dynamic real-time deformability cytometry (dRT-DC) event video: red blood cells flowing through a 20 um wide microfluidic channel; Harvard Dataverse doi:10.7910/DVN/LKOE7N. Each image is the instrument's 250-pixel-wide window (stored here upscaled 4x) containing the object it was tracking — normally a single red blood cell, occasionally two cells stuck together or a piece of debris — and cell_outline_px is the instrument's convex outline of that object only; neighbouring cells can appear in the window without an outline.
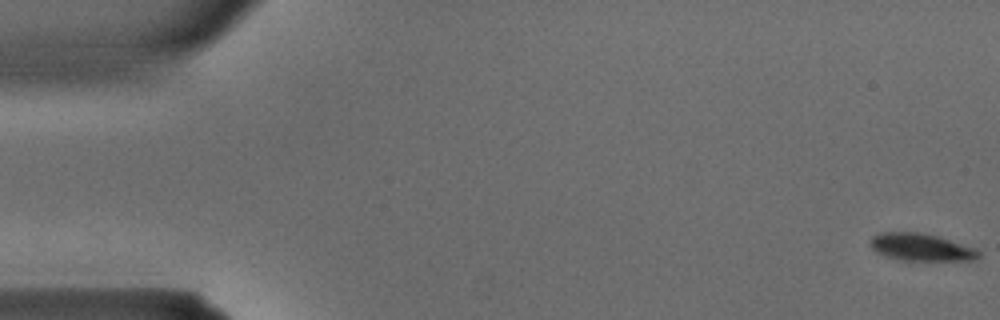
{"species": "common noctule bat (a hibernating species)", "species_latin": "Nyctalus noctula", "temperature_condition": "warm", "stored_images_in_passage": 37, "camera_frame_rate_fps": 3000, "um_per_image_px": 0.085, "animal": {"sex": "male", "body_mass_g": 15.6}, "frame": {"image": 1, "passage_image": 1, "time_ms": 0.0, "image_size_px": [1000, 320], "cell_outline_px": [[980, 256], [972, 260], [900, 260], [884, 256], [876, 252], [868, 244], [872, 236], [880, 232], [920, 232], [940, 236], [972, 248], [980, 252]], "centroid_in_image_um": [78.21, 21.0], "position_along_channel_um": 6.8, "area_um2": 17.28}}
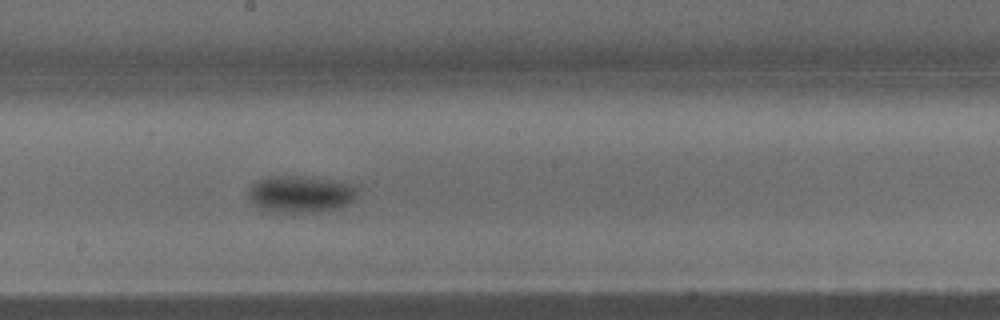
{"frame": {"image": 2, "passage_image": 20, "time_ms": 6.333, "image_size_px": [1000, 320], "cell_outline_px": [[360, 196], [348, 204], [336, 208], [320, 212], [268, 212], [256, 208], [248, 200], [248, 188], [256, 180], [268, 176], [300, 176], [348, 184], [360, 188]], "centroid_in_image_um": [25.49, 16.52], "position_along_channel_um": 222.7, "area_um2": 23.81}}
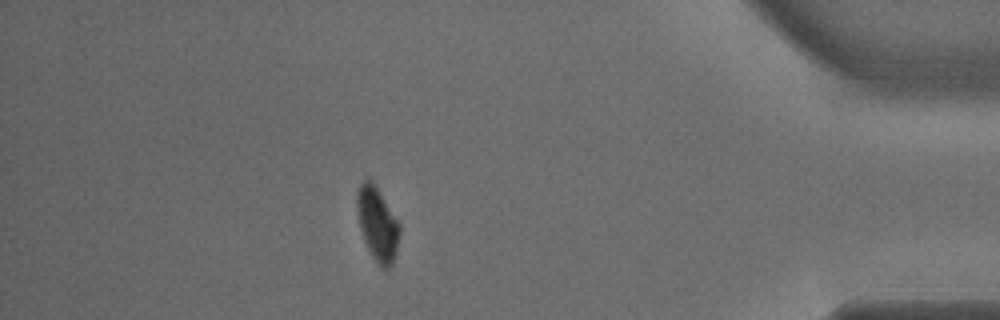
{"frame": {"image": 3, "passage_image": 32, "time_ms": 10.333, "image_size_px": [1000, 320], "cell_outline_px": [[400, 232], [396, 252], [392, 264], [388, 268], [380, 268], [372, 256], [364, 240], [360, 228], [356, 208], [356, 192], [360, 184], [364, 180], [372, 180], [376, 184], [400, 224]], "centroid_in_image_um": [32.07, 19.01], "position_along_channel_um": 403.1, "area_um2": 18.44}}